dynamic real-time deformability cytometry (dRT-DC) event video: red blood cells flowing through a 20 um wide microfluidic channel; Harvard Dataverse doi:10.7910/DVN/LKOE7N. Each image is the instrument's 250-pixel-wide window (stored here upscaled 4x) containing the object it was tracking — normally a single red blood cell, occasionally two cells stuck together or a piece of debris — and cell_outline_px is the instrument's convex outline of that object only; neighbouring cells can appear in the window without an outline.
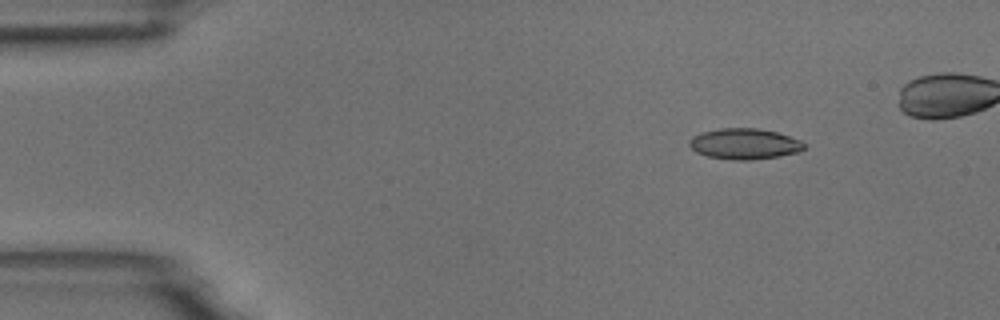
{"species": "common noctule bat (a hibernating species)", "species_latin": "Nyctalus noctula", "temperature_condition": "room temperature", "stored_images_in_passage": 8, "camera_frame_rate_fps": 3000, "um_per_image_px": 0.085, "animal": {"sex": "male", "body_mass_g": 18.8}, "frame": {"image": 1, "passage_image": 2, "time_ms": 1.333, "image_size_px": [1000, 320], "cell_outline_px": [[804, 148], [800, 152], [780, 156], [752, 160], [732, 160], [708, 156], [696, 152], [688, 144], [688, 140], [692, 136], [700, 132], [716, 128], [760, 128], [776, 132], [800, 140], [804, 144]], "centroid_in_image_um": [63.25, 12.22], "position_along_channel_um": 21.8, "area_um2": 20.81}}